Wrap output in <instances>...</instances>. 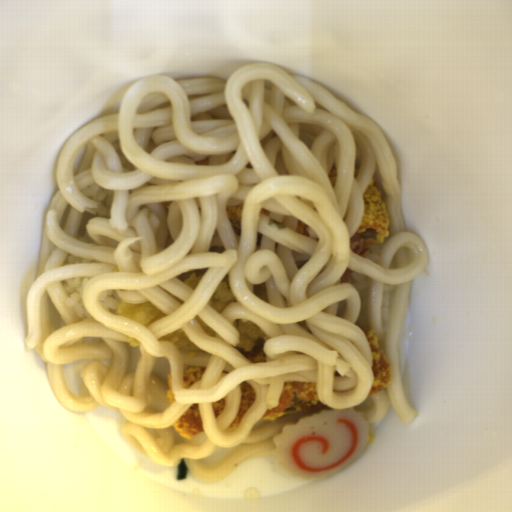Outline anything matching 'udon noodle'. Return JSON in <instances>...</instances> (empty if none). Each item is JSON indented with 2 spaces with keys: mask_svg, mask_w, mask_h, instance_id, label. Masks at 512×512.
Returning a JSON list of instances; mask_svg holds the SVG:
<instances>
[{
  "mask_svg": "<svg viewBox=\"0 0 512 512\" xmlns=\"http://www.w3.org/2000/svg\"><path fill=\"white\" fill-rule=\"evenodd\" d=\"M374 178L389 234L364 245L363 256L350 241ZM55 182L24 343L45 362L66 410L114 409L126 442L151 462L185 460L205 482L243 461L276 457L281 427L317 413L261 419L277 407L283 381L316 383L318 401L333 411L355 408L366 426L384 419L389 403L403 425L417 419L403 390L400 329L429 253L405 227L397 161L382 127L322 84L260 62L227 79L147 76L116 89L64 141ZM241 203L239 229L225 208ZM297 220L310 236L296 232ZM346 269L354 271L342 283ZM191 273L203 275L194 290L183 283ZM228 274L236 299L220 313L208 302ZM263 283L270 304L253 293L252 284ZM121 301H150L167 317L146 328L110 311ZM232 320L255 323L269 340L237 348ZM178 328L208 352L185 360L159 341ZM370 328L392 375L367 397L373 373L363 330ZM190 366L205 373L184 390ZM244 380L256 399L226 431ZM224 398L216 417L211 403ZM193 403L205 432L185 439L172 425Z\"/></svg>",
  "mask_w": 512,
  "mask_h": 512,
  "instance_id": "d5520da0",
  "label": "udon noodle"
}]
</instances>
